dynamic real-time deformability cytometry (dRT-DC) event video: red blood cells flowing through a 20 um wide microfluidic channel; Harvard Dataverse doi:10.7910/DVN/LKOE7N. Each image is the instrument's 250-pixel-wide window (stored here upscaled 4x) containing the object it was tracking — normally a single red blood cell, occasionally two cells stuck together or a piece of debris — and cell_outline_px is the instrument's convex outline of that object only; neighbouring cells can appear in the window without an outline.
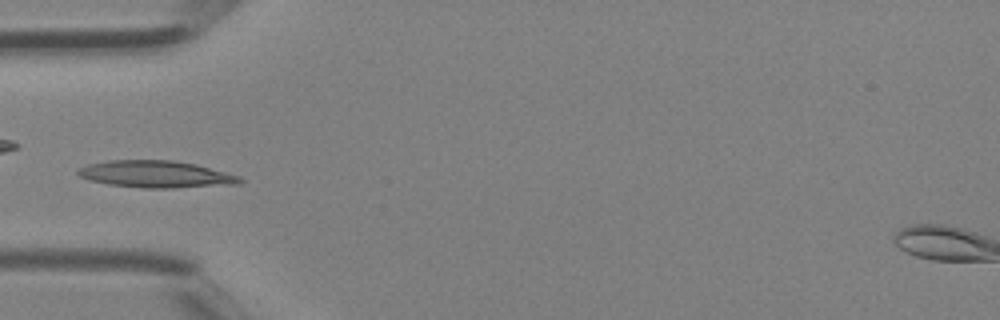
{"species": "Egyptian fruit bat (a non-hibernating species)", "species_latin": "Rousettus aegyptiacus", "temperature_condition": "room temperature", "stored_images_in_passage": 41, "camera_frame_rate_fps": 3000, "um_per_image_px": 0.085, "animal": {"sex": "female"}, "frame": {"image": 1, "passage_image": 12, "time_ms": 3.667, "image_size_px": [1000, 320], "cell_outline_px": [[244, 180], [240, 184], [172, 188], [144, 188], [108, 184], [88, 180], [80, 176], [76, 172], [80, 168], [88, 164], [108, 160], [172, 160], [196, 164], [240, 176]], "centroid_in_image_um": [13.27, 14.81], "position_along_channel_um": 71.7, "area_um2": 25.49}}